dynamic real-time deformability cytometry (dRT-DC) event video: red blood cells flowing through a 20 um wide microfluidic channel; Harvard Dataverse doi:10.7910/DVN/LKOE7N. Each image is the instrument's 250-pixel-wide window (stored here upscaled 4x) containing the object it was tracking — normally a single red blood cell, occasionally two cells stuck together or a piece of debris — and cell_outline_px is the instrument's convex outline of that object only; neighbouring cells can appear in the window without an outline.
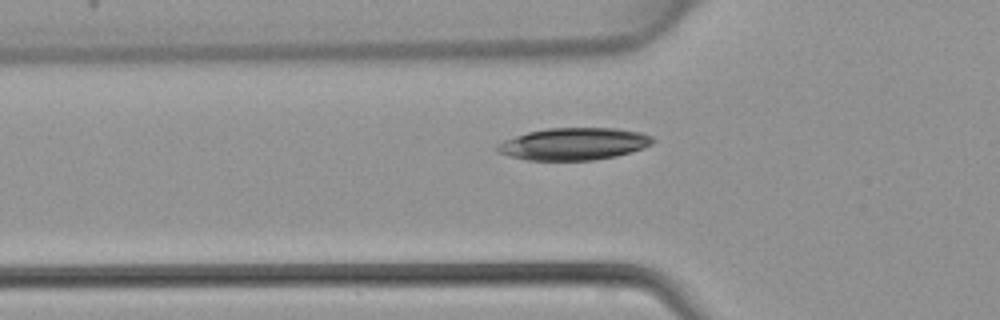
{"species": "common noctule bat (a hibernating species)", "species_latin": "Nyctalus noctula", "temperature_condition": "warm", "stored_images_in_passage": 28, "camera_frame_rate_fps": 3000, "um_per_image_px": 0.085, "animal": {"sex": "female", "body_mass_g": 22.7, "forearm_length_mm": 54.2}, "frame": {"image": 1, "passage_image": 3, "time_ms": 0.667, "image_size_px": [1000, 320], "cell_outline_px": [[656, 140], [652, 144], [644, 148], [616, 156], [592, 160], [528, 160], [496, 152], [496, 144], [504, 140], [528, 132], [548, 128], [616, 128], [640, 132], [652, 136]], "centroid_in_image_um": [48.8, 12.23], "position_along_channel_um": 77.0, "area_um2": 29.13}}
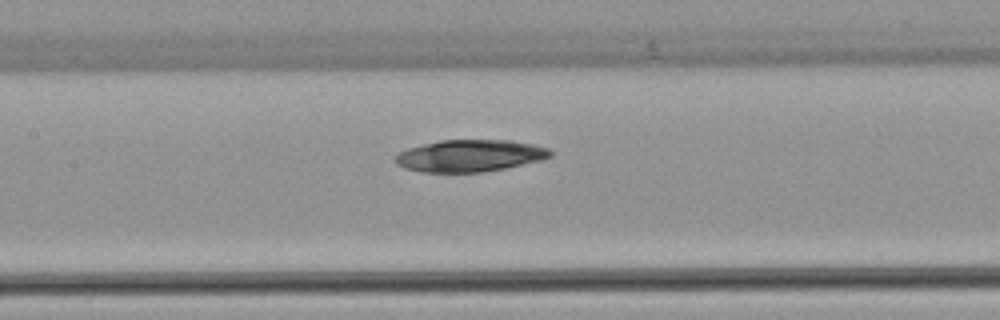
{"frame": {"image": 2, "passage_image": 9, "time_ms": 2.667, "image_size_px": [1000, 320], "cell_outline_px": [[552, 156], [540, 160], [504, 168], [484, 172], [420, 172], [404, 168], [396, 164], [396, 156], [400, 152], [408, 148], [440, 140], [512, 140], [532, 144], [548, 148], [552, 152]], "centroid_in_image_um": [39.93, 13.23], "position_along_channel_um": 167.5, "area_um2": 28.73}}
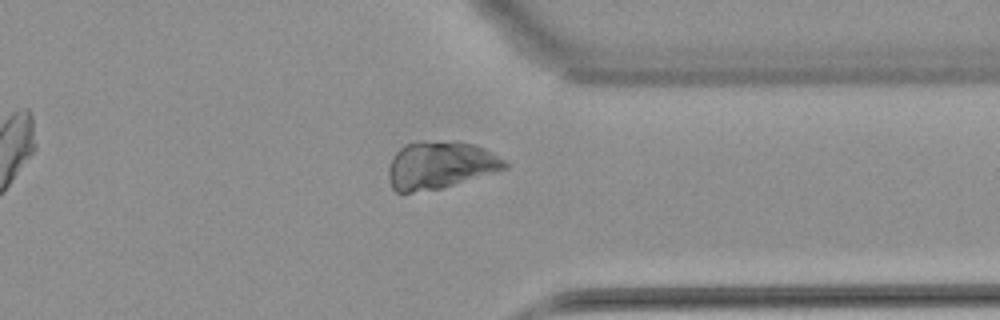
{"frame": {"image": 3, "passage_image": 23, "time_ms": 7.333, "image_size_px": [1000, 320], "cell_outline_px": [[508, 168], [496, 172], [444, 188], [412, 192], [396, 192], [392, 188], [388, 180], [388, 168], [392, 156], [404, 144], [420, 140], [456, 140], [476, 144], [484, 148], [504, 160], [508, 164]], "centroid_in_image_um": [37.39, 14.01], "position_along_channel_um": 374.0, "area_um2": 32.89}}